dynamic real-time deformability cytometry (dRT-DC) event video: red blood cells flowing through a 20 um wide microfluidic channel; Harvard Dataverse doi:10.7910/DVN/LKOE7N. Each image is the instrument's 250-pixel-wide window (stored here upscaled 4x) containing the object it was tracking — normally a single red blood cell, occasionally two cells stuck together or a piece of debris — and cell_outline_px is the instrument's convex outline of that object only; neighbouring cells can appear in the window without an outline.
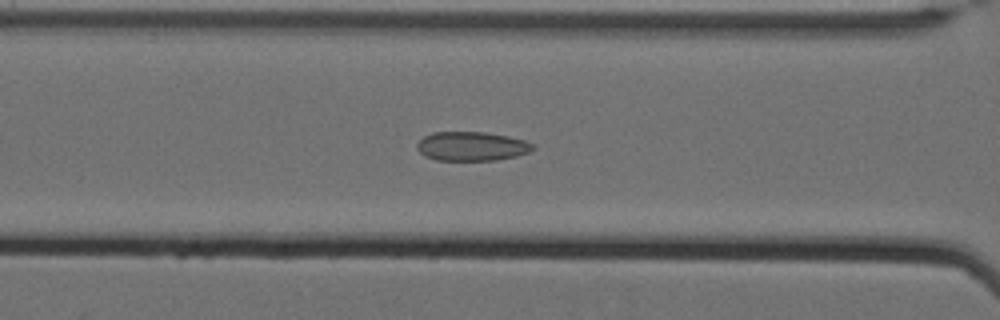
{"species": "Egyptian fruit bat (a non-hibernating species)", "species_latin": "Rousettus aegyptiacus", "temperature_condition": "cold", "stored_images_in_passage": 10, "camera_frame_rate_fps": 3000, "um_per_image_px": 0.085, "animal": {"sex": "female"}, "frame": {"image": 1, "passage_image": 6, "time_ms": 1.667, "image_size_px": [1000, 320], "cell_outline_px": [[536, 148], [528, 152], [516, 156], [496, 160], [436, 160], [424, 156], [416, 148], [416, 144], [424, 136], [432, 132], [484, 132], [508, 136], [524, 140], [536, 144]], "centroid_in_image_um": [40.1, 12.43], "position_along_channel_um": 126.5, "area_um2": 19.77}}
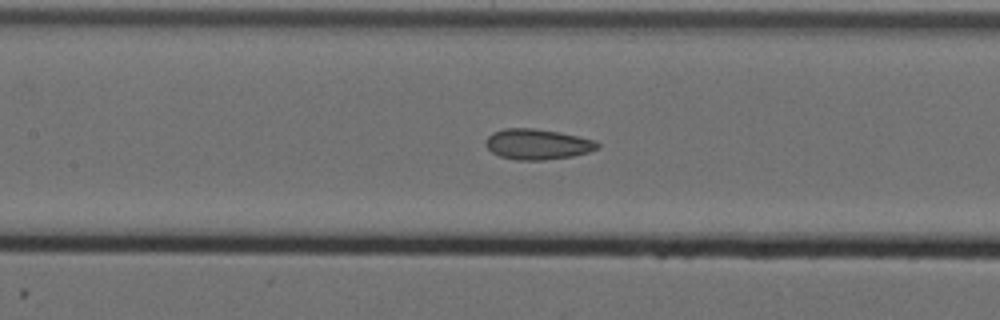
{"frame": {"image": 2, "passage_image": 9, "time_ms": 2.667, "image_size_px": [1000, 320], "cell_outline_px": [[600, 148], [588, 152], [572, 156], [544, 160], [516, 160], [500, 156], [492, 152], [484, 144], [484, 140], [492, 132], [504, 128], [532, 128], [560, 132], [596, 140], [600, 144]], "centroid_in_image_um": [45.68, 12.25], "position_along_channel_um": 161.7, "area_um2": 20.06}}